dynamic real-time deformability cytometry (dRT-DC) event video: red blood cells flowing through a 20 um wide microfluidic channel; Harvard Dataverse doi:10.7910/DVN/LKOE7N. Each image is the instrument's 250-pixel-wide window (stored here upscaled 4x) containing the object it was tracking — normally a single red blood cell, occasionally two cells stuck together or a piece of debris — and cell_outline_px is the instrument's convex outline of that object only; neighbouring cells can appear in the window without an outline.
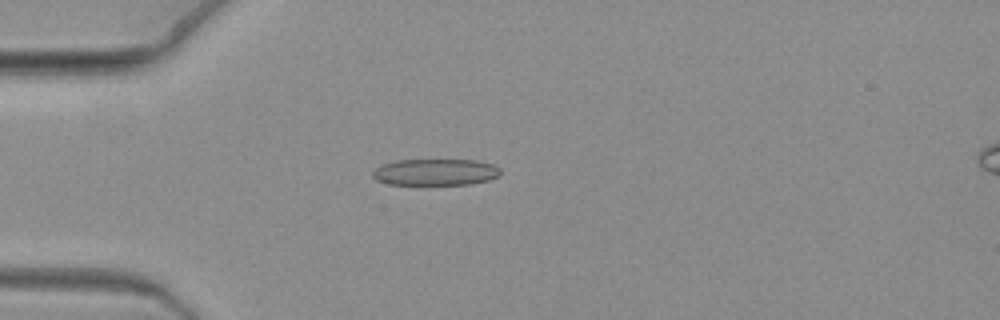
{"species": "common noctule bat (a hibernating species)", "species_latin": "Nyctalus noctula", "temperature_condition": "warm", "stored_images_in_passage": 4, "camera_frame_rate_fps": 3000, "um_per_image_px": 0.085, "animal": {"sex": "female", "body_mass_g": 19.3, "forearm_length_mm": 54.1}, "frame": {"image": 1, "passage_image": 1, "time_ms": 0.0, "image_size_px": [1000, 320], "cell_outline_px": [[500, 172], [496, 176], [488, 180], [472, 184], [388, 184], [376, 180], [372, 176], [372, 172], [380, 164], [396, 160], [476, 160], [492, 164], [500, 168]], "centroid_in_image_um": [36.97, 14.62], "position_along_channel_um": 48.0, "area_um2": 19.71}}
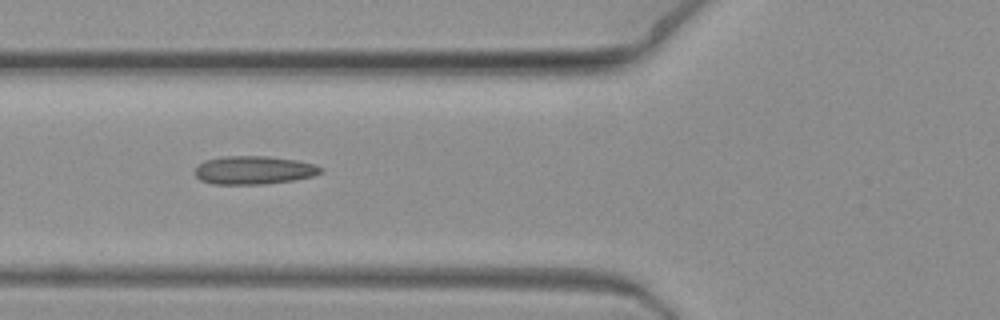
{"frame": {"image": 2, "passage_image": 3, "time_ms": 0.667, "image_size_px": [1000, 320], "cell_outline_px": [[324, 172], [312, 176], [292, 180], [264, 184], [212, 184], [200, 180], [192, 172], [204, 160], [220, 156], [268, 156], [296, 160], [312, 164], [324, 168]], "centroid_in_image_um": [21.54, 14.46], "position_along_channel_um": 104.3, "area_um2": 20.87}}